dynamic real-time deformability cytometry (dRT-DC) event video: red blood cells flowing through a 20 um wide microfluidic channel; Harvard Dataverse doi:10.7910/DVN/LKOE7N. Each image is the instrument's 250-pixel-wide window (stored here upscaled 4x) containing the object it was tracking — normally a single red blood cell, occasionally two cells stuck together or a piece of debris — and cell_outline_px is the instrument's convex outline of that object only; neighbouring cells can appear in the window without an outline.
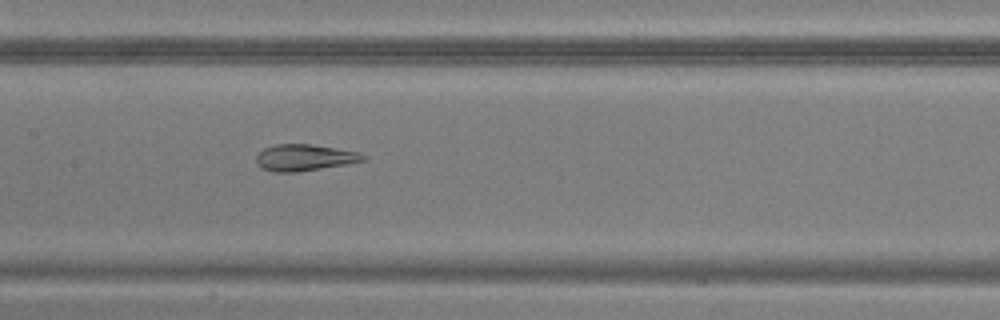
{"species": "common noctule bat (a hibernating species)", "species_latin": "Nyctalus noctula", "temperature_condition": "warm", "stored_images_in_passage": 44, "camera_frame_rate_fps": 3000, "um_per_image_px": 0.085, "animal": {"sex": "male", "body_mass_g": 20.5, "forearm_length_mm": 52.5}, "frame": {"image": 1, "passage_image": 19, "time_ms": 6.0, "image_size_px": [1000, 320], "cell_outline_px": [[368, 156], [364, 160], [348, 164], [296, 172], [272, 172], [260, 168], [256, 164], [256, 156], [264, 148], [276, 144], [312, 144], [360, 152]], "centroid_in_image_um": [25.88, 13.4], "position_along_channel_um": 181.5, "area_um2": 16.65}}
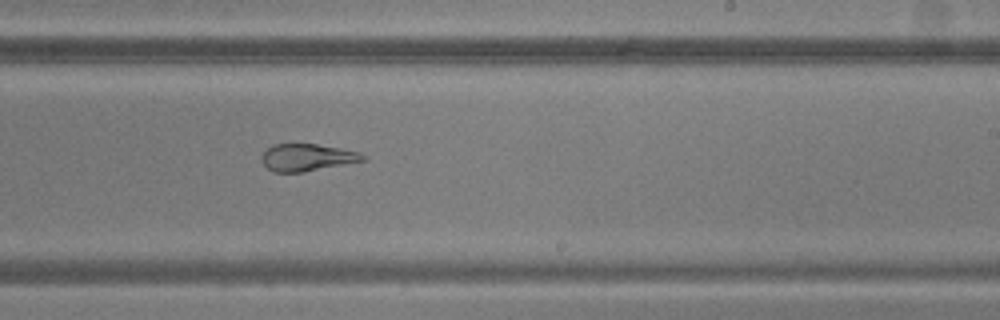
{"frame": {"image": 2, "passage_image": 25, "time_ms": 8.0, "image_size_px": [1000, 320], "cell_outline_px": [[368, 156], [364, 160], [304, 172], [272, 172], [264, 164], [260, 156], [272, 144], [316, 144], [340, 148], [360, 152]], "centroid_in_image_um": [26.1, 13.38], "position_along_channel_um": 262.9, "area_um2": 15.95}}
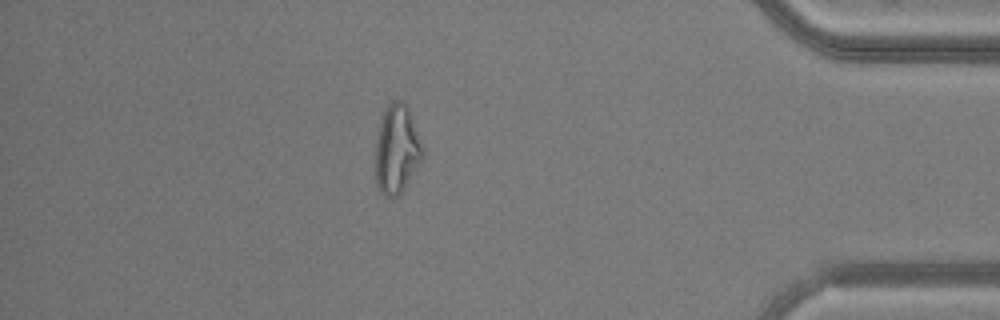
{"frame": {"image": 3, "passage_image": 38, "time_ms": 12.333, "image_size_px": [1000, 320], "cell_outline_px": [[424, 156], [404, 188], [396, 196], [384, 196], [380, 192], [376, 184], [376, 140], [380, 120], [388, 104], [392, 100], [400, 100], [408, 104]], "centroid_in_image_um": [33.71, 12.67], "position_along_channel_um": 401.5, "area_um2": 24.1}}